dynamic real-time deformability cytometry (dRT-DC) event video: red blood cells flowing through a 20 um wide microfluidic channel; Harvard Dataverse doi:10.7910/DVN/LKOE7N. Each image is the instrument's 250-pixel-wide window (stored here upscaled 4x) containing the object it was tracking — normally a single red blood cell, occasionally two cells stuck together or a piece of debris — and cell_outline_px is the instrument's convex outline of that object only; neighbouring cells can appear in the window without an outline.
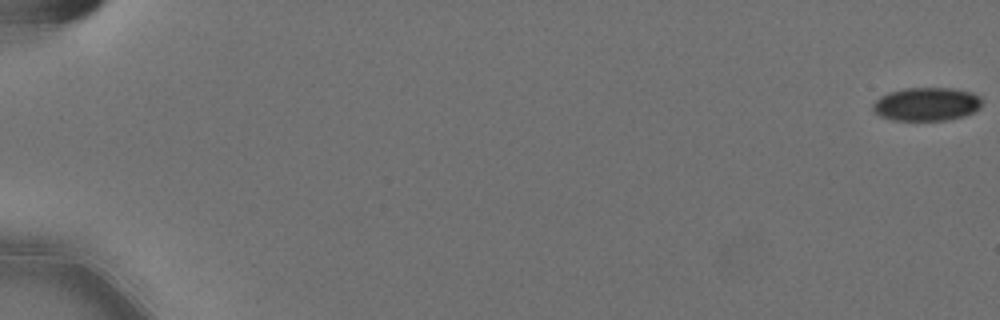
{"species": "Egyptian fruit bat (a non-hibernating species)", "species_latin": "Rousettus aegyptiacus", "temperature_condition": "cold", "stored_images_in_passage": 47, "camera_frame_rate_fps": 3000, "um_per_image_px": 0.085, "animal": {"sex": "female"}, "frame": {"image": 1, "passage_image": 1, "time_ms": 0.0, "image_size_px": [1000, 320], "cell_outline_px": [[984, 100], [980, 108], [976, 112], [964, 116], [948, 120], [892, 120], [880, 116], [872, 108], [872, 104], [880, 96], [888, 92], [904, 88], [952, 88], [972, 92], [980, 96]], "centroid_in_image_um": [78.8, 8.85], "position_along_channel_um": 6.2, "area_um2": 21.56}}
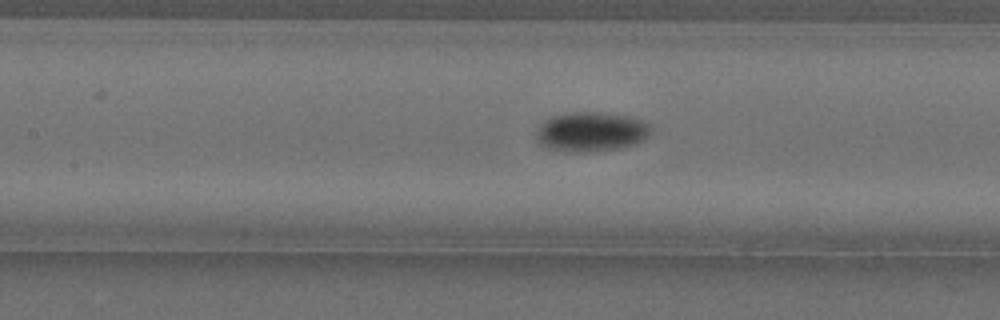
{"frame": {"image": 2, "passage_image": 29, "time_ms": 9.333, "image_size_px": [1000, 320], "cell_outline_px": [[652, 132], [640, 140], [632, 144], [612, 148], [548, 148], [540, 144], [536, 136], [536, 132], [540, 124], [552, 116], [564, 112], [596, 112], [632, 116], [644, 120], [652, 124]], "centroid_in_image_um": [50.28, 11.1], "position_along_channel_um": 157.1, "area_um2": 25.2}}
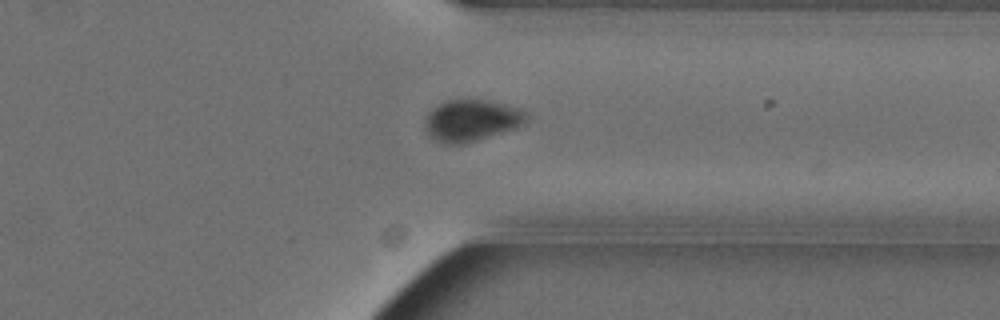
{"frame": {"image": 3, "passage_image": 47, "time_ms": 15.333, "image_size_px": [1000, 320], "cell_outline_px": [[528, 116], [516, 128], [464, 144], [444, 144], [428, 136], [424, 128], [424, 120], [428, 112], [440, 104], [448, 100], [488, 100], [520, 108], [528, 112]], "centroid_in_image_um": [40.04, 10.24], "position_along_channel_um": 371.4, "area_um2": 24.57}}